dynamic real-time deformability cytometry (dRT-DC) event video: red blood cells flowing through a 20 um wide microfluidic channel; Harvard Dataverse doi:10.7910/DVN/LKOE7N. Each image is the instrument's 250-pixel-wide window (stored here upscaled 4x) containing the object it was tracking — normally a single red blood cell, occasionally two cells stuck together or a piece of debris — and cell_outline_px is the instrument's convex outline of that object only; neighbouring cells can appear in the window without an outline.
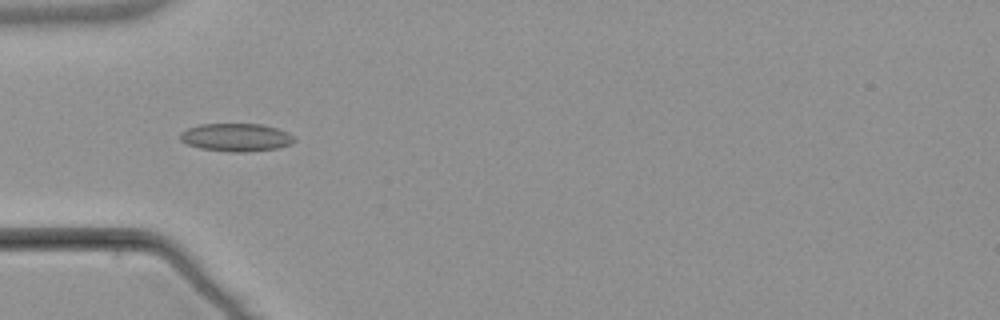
{"species": "common noctule bat (a hibernating species)", "species_latin": "Nyctalus noctula", "temperature_condition": "warm", "stored_images_in_passage": 5, "camera_frame_rate_fps": 3000, "um_per_image_px": 0.085, "animal": {"sex": "male", "body_mass_g": 21.5, "forearm_length_mm": 52.0}, "frame": {"image": 1, "passage_image": 3, "time_ms": 2.333, "image_size_px": [1000, 320], "cell_outline_px": [[296, 140], [292, 144], [276, 148], [248, 152], [228, 152], [200, 148], [188, 144], [180, 140], [180, 132], [188, 128], [200, 124], [260, 124], [276, 128], [288, 132]], "centroid_in_image_um": [20.07, 11.68], "position_along_channel_um": 64.9, "area_um2": 18.61}}
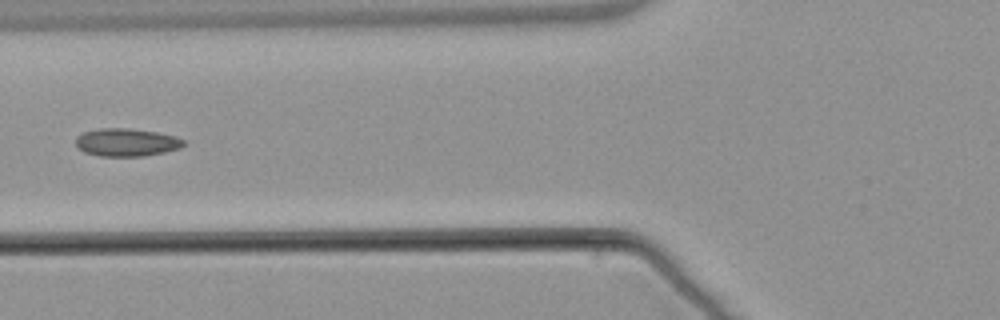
{"frame": {"image": 2, "passage_image": 4, "time_ms": 3.667, "image_size_px": [1000, 320], "cell_outline_px": [[184, 144], [180, 148], [164, 152], [144, 156], [100, 156], [84, 152], [76, 148], [76, 136], [84, 132], [100, 128], [128, 128], [156, 132], [172, 136], [184, 140]], "centroid_in_image_um": [10.7, 12.1], "position_along_channel_um": 115.1, "area_um2": 17.46}}